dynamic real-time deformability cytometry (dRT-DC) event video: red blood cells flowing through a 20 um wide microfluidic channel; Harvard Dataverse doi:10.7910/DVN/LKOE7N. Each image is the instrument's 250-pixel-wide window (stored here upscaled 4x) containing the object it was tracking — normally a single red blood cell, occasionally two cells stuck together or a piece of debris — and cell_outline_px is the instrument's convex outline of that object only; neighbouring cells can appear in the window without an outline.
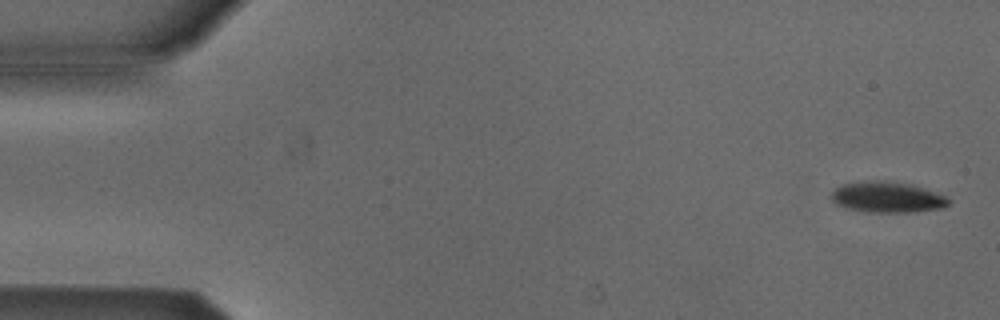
{"species": "Egyptian fruit bat (a non-hibernating species)", "species_latin": "Rousettus aegyptiacus", "temperature_condition": "cold", "stored_images_in_passage": 6, "camera_frame_rate_fps": 3000, "um_per_image_px": 0.085, "animal": {"sex": "male"}, "frame": {"image": 1, "passage_image": 1, "time_ms": 0.0, "image_size_px": [1000, 320], "cell_outline_px": [[952, 200], [948, 204], [940, 208], [916, 212], [868, 212], [848, 208], [836, 204], [832, 200], [832, 192], [836, 188], [844, 184], [872, 180], [884, 180], [912, 184], [924, 188], [944, 196]], "centroid_in_image_um": [75.43, 16.76], "position_along_channel_um": 9.6, "area_um2": 20.92}}
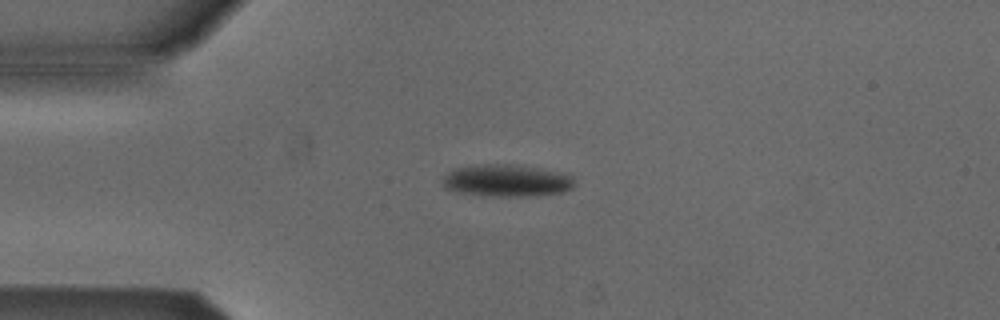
{"frame": {"image": 2, "passage_image": 4, "time_ms": 1.0, "image_size_px": [1000, 320], "cell_outline_px": [[576, 184], [572, 188], [560, 192], [524, 196], [492, 196], [460, 192], [444, 188], [440, 180], [452, 168], [484, 164], [508, 164], [564, 172], [572, 176]], "centroid_in_image_um": [43.04, 15.34], "position_along_channel_um": 42.0, "area_um2": 24.62}}
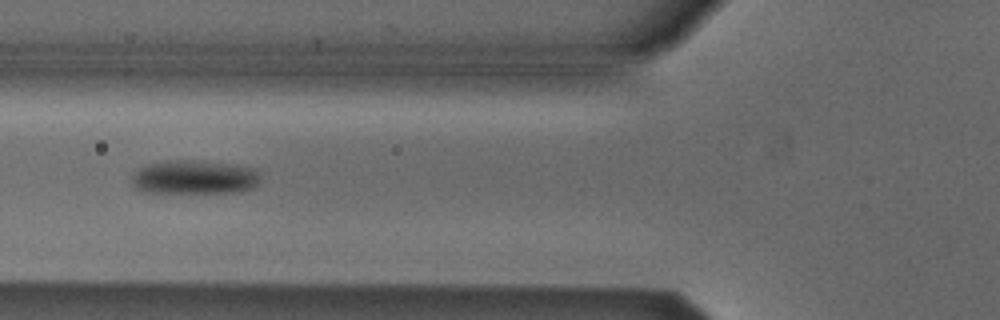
{"frame": {"image": 3, "passage_image": 6, "time_ms": 1.667, "image_size_px": [1000, 320], "cell_outline_px": [[260, 180], [252, 188], [240, 192], [140, 192], [132, 184], [132, 176], [140, 168], [148, 164], [164, 160], [188, 160], [228, 164], [252, 168], [256, 172]], "centroid_in_image_um": [16.47, 15.07], "position_along_channel_um": 109.3, "area_um2": 25.09}}